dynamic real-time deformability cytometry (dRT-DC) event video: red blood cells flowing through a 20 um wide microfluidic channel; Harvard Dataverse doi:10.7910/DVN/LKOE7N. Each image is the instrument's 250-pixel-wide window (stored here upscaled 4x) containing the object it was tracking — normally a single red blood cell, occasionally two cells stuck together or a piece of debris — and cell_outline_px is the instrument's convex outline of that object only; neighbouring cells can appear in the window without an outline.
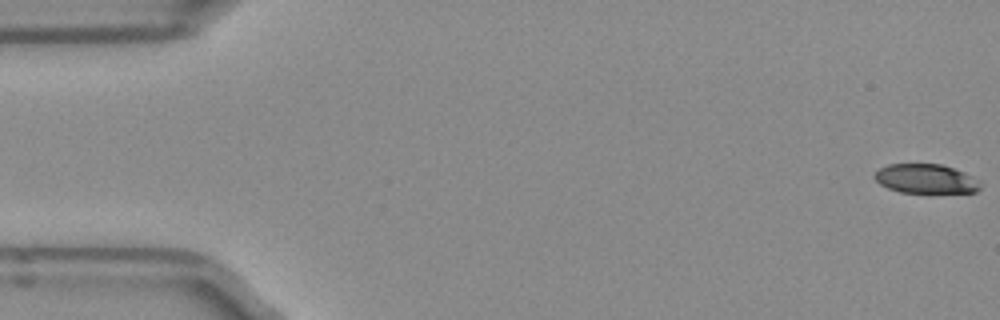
{"species": "Egyptian fruit bat (a non-hibernating species)", "species_latin": "Rousettus aegyptiacus", "temperature_condition": "room temperature", "stored_images_in_passage": 51, "camera_frame_rate_fps": 3000, "um_per_image_px": 0.085, "frame": {"image": 1, "passage_image": 1, "time_ms": 0.0, "image_size_px": [1000, 320], "cell_outline_px": [[980, 188], [976, 192], [900, 192], [888, 188], [880, 184], [872, 176], [880, 168], [888, 164], [940, 164], [964, 172], [980, 184]], "centroid_in_image_um": [78.63, 15.19], "position_along_channel_um": 6.4, "area_um2": 17.69}}
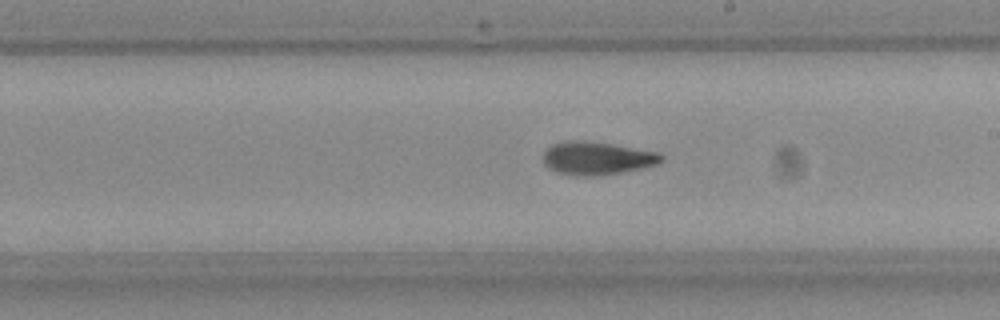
{"frame": {"image": 2, "passage_image": 29, "time_ms": 9.333, "image_size_px": [1000, 320], "cell_outline_px": [[664, 160], [656, 164], [644, 168], [624, 172], [596, 176], [584, 176], [556, 172], [548, 168], [544, 164], [544, 152], [552, 144], [568, 140], [580, 140], [608, 144], [660, 152], [664, 156]], "centroid_in_image_um": [50.76, 13.46], "position_along_channel_um": 238.2, "area_um2": 22.72}}
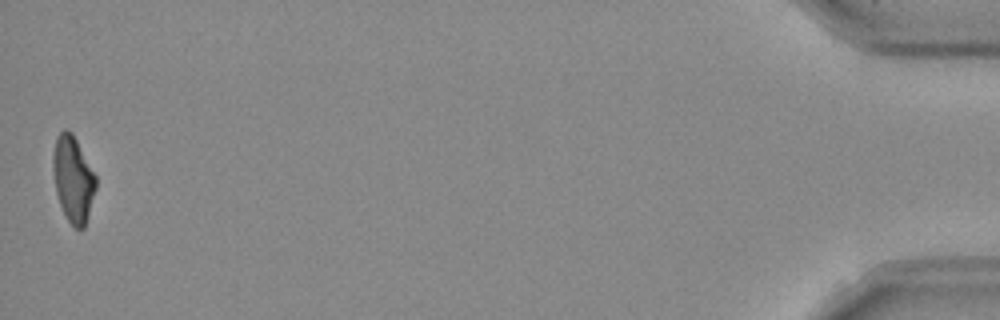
{"frame": {"image": 3, "passage_image": 51, "time_ms": 16.667, "image_size_px": [1000, 320], "cell_outline_px": [[96, 188], [88, 216], [84, 228], [76, 228], [68, 220], [60, 204], [56, 192], [52, 168], [52, 156], [56, 136], [64, 128], [68, 128], [72, 132], [96, 176]], "centroid_in_image_um": [6.2, 15.17], "position_along_channel_um": 429.0, "area_um2": 21.39}, "authors_computed_cell_mechanics": {"area_um2": 21.7906, "velocity_mm_per_s": 3.9757, "shape_relaxation_time_tau1_ms": 6.4532, "shape_relaxation_time_tau2_ms": 4.8338, "deformation_change_tau1": 0.1926, "deformation_change_tau2": 0.1227}}